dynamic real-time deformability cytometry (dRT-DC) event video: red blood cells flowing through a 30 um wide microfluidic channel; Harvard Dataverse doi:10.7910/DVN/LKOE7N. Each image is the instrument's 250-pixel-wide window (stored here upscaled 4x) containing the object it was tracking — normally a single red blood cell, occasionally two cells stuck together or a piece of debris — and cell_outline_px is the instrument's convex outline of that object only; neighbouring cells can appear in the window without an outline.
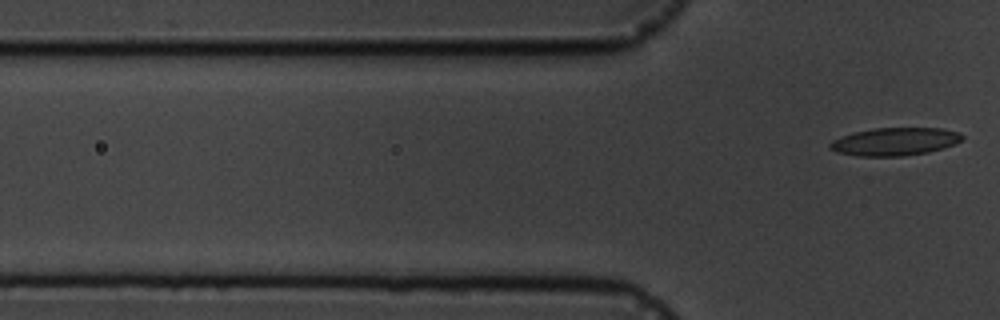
{"species": "common noctule bat (a hibernating species)", "species_latin": "Nyctalus noctula", "temperature_condition": "cold", "stored_images_in_passage": 6, "camera_frame_rate_fps": 3000, "um_per_image_px": 0.085, "animal": {"sex": "male", "body_mass_g": 19.5, "forearm_length_mm": 54.6}, "frame": {"image": 1, "passage_image": 6, "time_ms": 7.667, "image_size_px": [1000, 320], "cell_outline_px": [[964, 136], [960, 140], [952, 144], [928, 152], [900, 156], [860, 156], [836, 152], [828, 148], [828, 144], [832, 140], [840, 136], [856, 132], [876, 128], [940, 128], [960, 132]], "centroid_in_image_um": [76.01, 12.03], "position_along_channel_um": 49.8, "area_um2": 21.27}}